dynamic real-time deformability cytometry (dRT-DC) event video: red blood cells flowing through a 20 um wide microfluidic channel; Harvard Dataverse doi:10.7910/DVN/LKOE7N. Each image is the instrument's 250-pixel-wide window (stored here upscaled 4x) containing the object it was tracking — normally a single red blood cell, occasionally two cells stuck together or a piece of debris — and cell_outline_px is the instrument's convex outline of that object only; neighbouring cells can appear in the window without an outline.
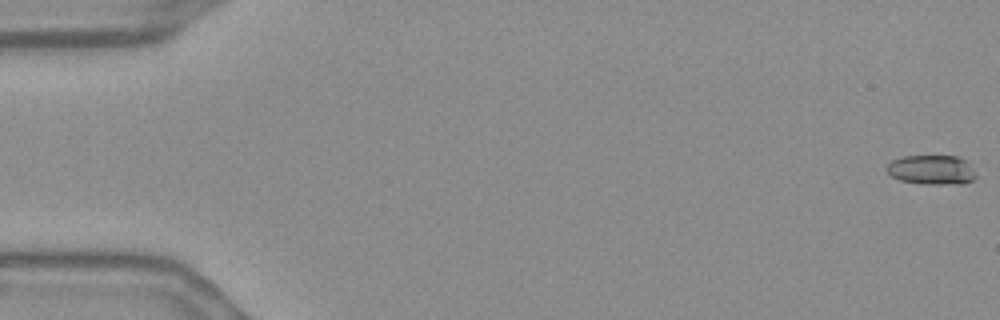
{"species": "Egyptian fruit bat (a non-hibernating species)", "species_latin": "Rousettus aegyptiacus", "temperature_condition": "warm", "stored_images_in_passage": 56, "camera_frame_rate_fps": 3000, "um_per_image_px": 0.085, "frame": {"image": 1, "passage_image": 1, "time_ms": 0.0, "image_size_px": [1000, 320], "cell_outline_px": [[976, 176], [972, 180], [964, 184], [924, 184], [900, 180], [892, 176], [884, 168], [892, 160], [900, 156], [960, 156], [968, 164]], "centroid_in_image_um": [79.15, 14.43], "position_along_channel_um": 5.9, "area_um2": 15.32}}
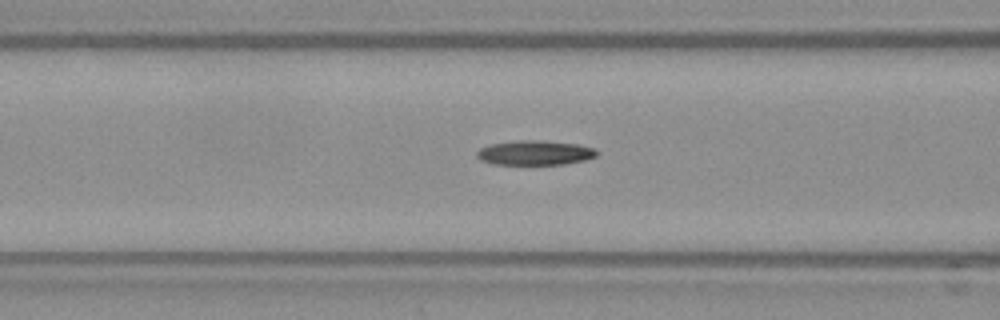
{"frame": {"image": 2, "passage_image": 23, "time_ms": 7.333, "image_size_px": [1000, 320], "cell_outline_px": [[600, 152], [596, 156], [584, 160], [564, 164], [492, 164], [480, 160], [476, 156], [476, 152], [480, 148], [492, 144], [516, 140], [544, 140], [580, 144], [596, 148]], "centroid_in_image_um": [45.5, 12.97], "position_along_channel_um": 121.1, "area_um2": 17.4}}
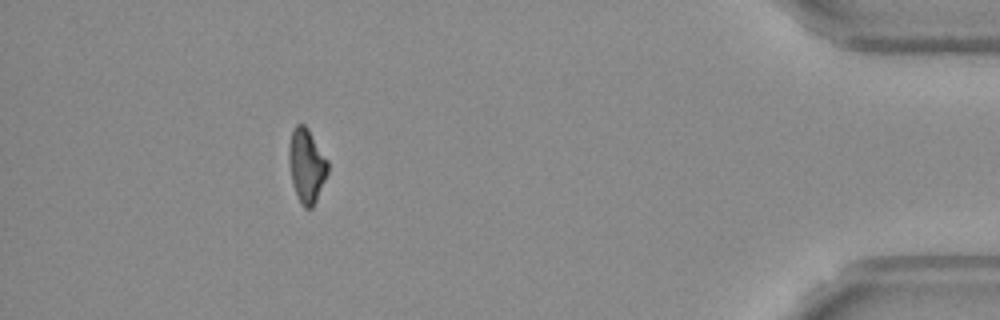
{"frame": {"image": 3, "passage_image": 51, "time_ms": 16.667, "image_size_px": [1000, 320], "cell_outline_px": [[328, 172], [316, 200], [312, 208], [304, 208], [300, 204], [292, 184], [288, 160], [288, 148], [292, 128], [296, 124], [304, 124], [308, 128], [328, 160]], "centroid_in_image_um": [26.04, 14.06], "position_along_channel_um": 409.2, "area_um2": 16.94}, "authors_computed_cell_mechanics": {"area_um2": 16.9354, "velocity_mm_per_s": 3.6899, "shape_relaxation_time_tau1_ms": 5.4687, "shape_relaxation_time_tau2_ms": 4.1371, "deformation_change_tau1": 0.148, "deformation_change_tau2": 0.1133}}